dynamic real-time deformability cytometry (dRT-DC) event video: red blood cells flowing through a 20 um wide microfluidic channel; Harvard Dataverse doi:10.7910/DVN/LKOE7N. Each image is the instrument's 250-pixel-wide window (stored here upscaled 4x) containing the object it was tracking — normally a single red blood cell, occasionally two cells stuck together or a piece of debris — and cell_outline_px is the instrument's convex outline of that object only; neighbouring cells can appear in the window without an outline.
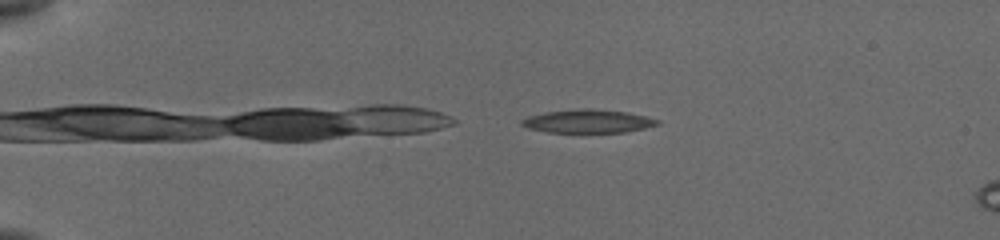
{"species": "common noctule bat (a hibernating species)", "species_latin": "Nyctalus noctula", "temperature_condition": "cold", "stored_images_in_passage": 8, "camera_frame_rate_fps": 3000, "um_per_image_px": 0.085, "animal": {"sex": "female", "body_mass_g": 19.5, "forearm_length_mm": 54.1}, "frame": {"image": 1, "passage_image": 1, "time_ms": 0.0, "image_size_px": [1000, 240], "cell_outline_px": [[660, 124], [644, 128], [624, 132], [548, 132], [528, 128], [520, 124], [520, 120], [528, 116], [548, 112], [584, 108], [588, 108], [624, 112], [644, 116], [660, 120]], "centroid_in_image_um": [49.96, 10.31], "position_along_channel_um": 35.0, "area_um2": 18.15}}
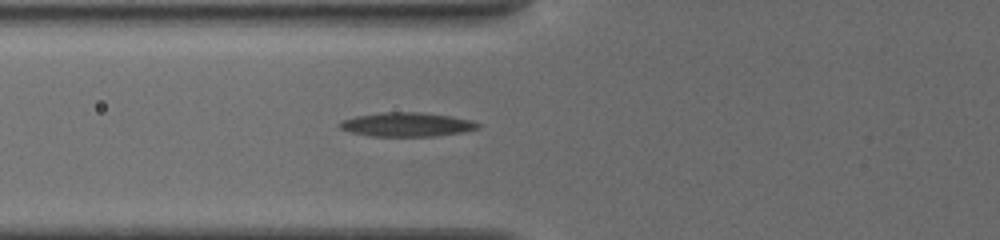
{"frame": {"image": 2, "passage_image": 5, "time_ms": 3.333, "image_size_px": [1000, 240], "cell_outline_px": [[480, 128], [464, 132], [432, 136], [372, 136], [352, 132], [340, 128], [340, 120], [356, 116], [380, 112], [420, 112], [452, 116], [472, 120], [480, 124]], "centroid_in_image_um": [34.61, 10.57], "position_along_channel_um": 91.2, "area_um2": 19.36}}
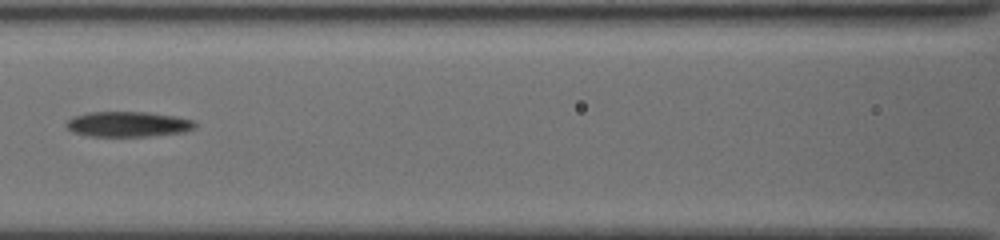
{"frame": {"image": 3, "passage_image": 7, "time_ms": 5.0, "image_size_px": [1000, 240], "cell_outline_px": [[196, 128], [184, 132], [148, 136], [88, 136], [72, 132], [64, 124], [72, 116], [88, 112], [148, 112], [196, 120]], "centroid_in_image_um": [10.87, 10.55], "position_along_channel_um": 155.7, "area_um2": 19.07}}